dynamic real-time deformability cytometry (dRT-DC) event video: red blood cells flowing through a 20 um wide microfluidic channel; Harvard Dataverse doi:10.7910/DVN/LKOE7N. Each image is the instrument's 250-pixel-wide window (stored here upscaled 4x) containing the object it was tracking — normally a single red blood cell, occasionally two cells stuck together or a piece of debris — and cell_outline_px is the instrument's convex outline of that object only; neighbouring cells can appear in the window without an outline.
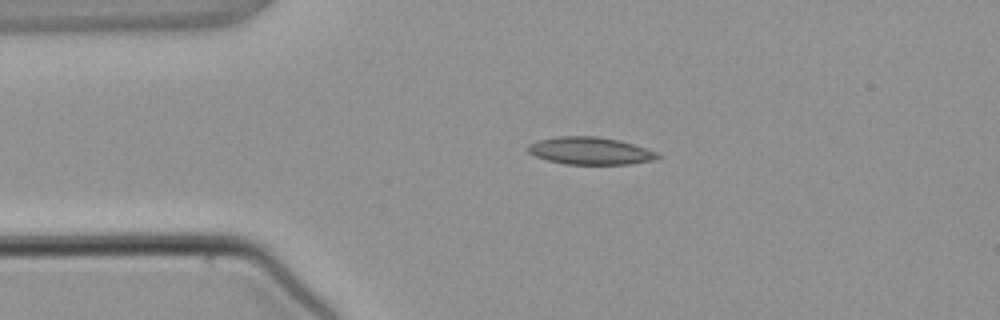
{"species": "common noctule bat (a hibernating species)", "species_latin": "Nyctalus noctula", "temperature_condition": "warm", "stored_images_in_passage": 2, "camera_frame_rate_fps": 3000, "um_per_image_px": 0.085, "animal": {"sex": "male", "body_mass_g": 21.5, "forearm_length_mm": 52.0}, "frame": {"image": 1, "passage_image": 1, "time_ms": 0.0, "image_size_px": [1000, 320], "cell_outline_px": [[664, 156], [656, 160], [632, 164], [564, 164], [548, 160], [536, 156], [528, 152], [524, 148], [528, 144], [536, 140], [556, 136], [596, 136], [620, 140], [656, 152]], "centroid_in_image_um": [50.15, 12.82], "position_along_channel_um": 34.9, "area_um2": 20.98}}